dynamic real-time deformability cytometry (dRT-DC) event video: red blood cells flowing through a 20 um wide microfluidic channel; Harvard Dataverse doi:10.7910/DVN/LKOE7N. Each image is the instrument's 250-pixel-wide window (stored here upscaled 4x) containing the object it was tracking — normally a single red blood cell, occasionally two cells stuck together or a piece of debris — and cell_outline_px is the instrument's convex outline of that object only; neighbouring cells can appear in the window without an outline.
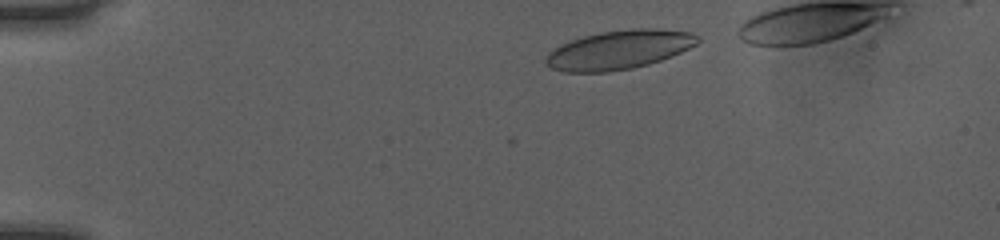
{"species": "human", "species_latin": "Homo sapiens", "temperature_condition": "room temperature", "stored_images_in_passage": 40, "camera_frame_rate_fps": 3000, "um_per_image_px": 0.085, "donor": {"sex": "female"}, "frame": {"image": 1, "passage_image": 3, "time_ms": 0.667, "image_size_px": [1000, 240], "cell_outline_px": [[700, 40], [696, 44], [680, 52], [660, 60], [648, 64], [632, 68], [608, 72], [564, 72], [552, 68], [544, 60], [548, 52], [560, 44], [584, 36], [600, 32], [632, 28], [656, 28], [692, 32], [700, 36]], "centroid_in_image_um": [52.62, 4.22], "position_along_channel_um": 32.4, "area_um2": 34.45}}
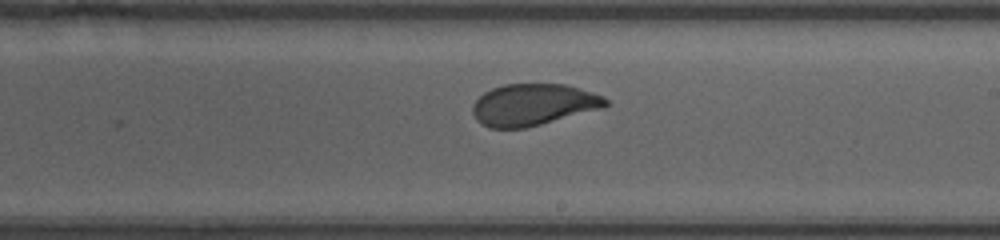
{"frame": {"image": 2, "passage_image": 24, "time_ms": 7.667, "image_size_px": [1000, 240], "cell_outline_px": [[608, 104], [604, 108], [524, 128], [488, 128], [480, 124], [476, 120], [472, 112], [472, 104], [484, 92], [492, 88], [504, 84], [564, 84], [580, 88], [604, 96], [608, 100]], "centroid_in_image_um": [45.31, 8.9], "position_along_channel_um": 243.7, "area_um2": 32.43}}
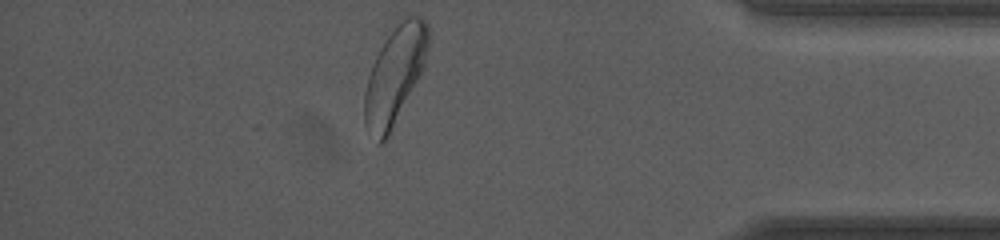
{"frame": {"image": 3, "passage_image": 38, "time_ms": 12.333, "image_size_px": [1000, 240], "cell_outline_px": [[428, 48], [424, 64], [420, 76], [388, 136], [380, 144], [376, 144], [364, 124], [364, 92], [368, 76], [372, 64], [380, 48], [396, 24], [404, 16], [420, 16], [428, 24]], "centroid_in_image_um": [33.54, 6.41], "position_along_channel_um": 401.7, "area_um2": 36.01}}